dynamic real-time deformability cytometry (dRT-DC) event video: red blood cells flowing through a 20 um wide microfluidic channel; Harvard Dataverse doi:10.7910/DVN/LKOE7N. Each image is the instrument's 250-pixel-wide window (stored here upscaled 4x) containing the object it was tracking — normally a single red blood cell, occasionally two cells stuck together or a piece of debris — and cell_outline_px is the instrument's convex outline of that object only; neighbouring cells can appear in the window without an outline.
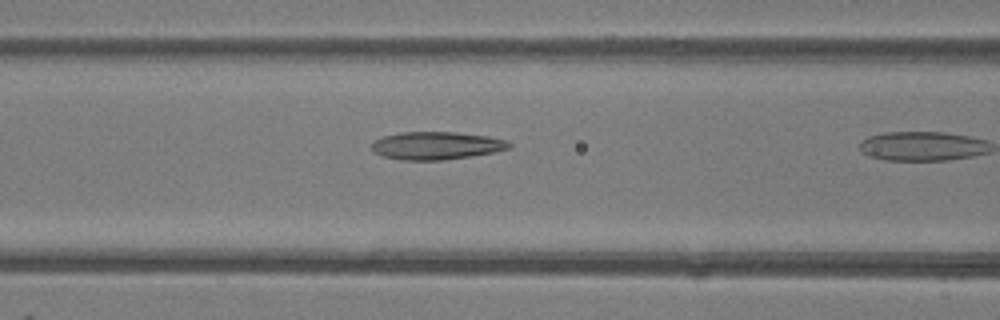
{"species": "common noctule bat (a hibernating species)", "species_latin": "Nyctalus noctula", "temperature_condition": "room temperature", "stored_images_in_passage": 10, "camera_frame_rate_fps": 3000, "um_per_image_px": 0.085, "animal": {"sex": "female"}, "frame": {"image": 1, "passage_image": 9, "time_ms": 2.667, "image_size_px": [1000, 320], "cell_outline_px": [[512, 148], [496, 152], [472, 156], [444, 160], [400, 160], [384, 156], [372, 152], [372, 144], [376, 140], [384, 136], [400, 132], [456, 132], [488, 136], [508, 140], [512, 144]], "centroid_in_image_um": [37.15, 12.38], "position_along_channel_um": 129.5, "area_um2": 22.48}}